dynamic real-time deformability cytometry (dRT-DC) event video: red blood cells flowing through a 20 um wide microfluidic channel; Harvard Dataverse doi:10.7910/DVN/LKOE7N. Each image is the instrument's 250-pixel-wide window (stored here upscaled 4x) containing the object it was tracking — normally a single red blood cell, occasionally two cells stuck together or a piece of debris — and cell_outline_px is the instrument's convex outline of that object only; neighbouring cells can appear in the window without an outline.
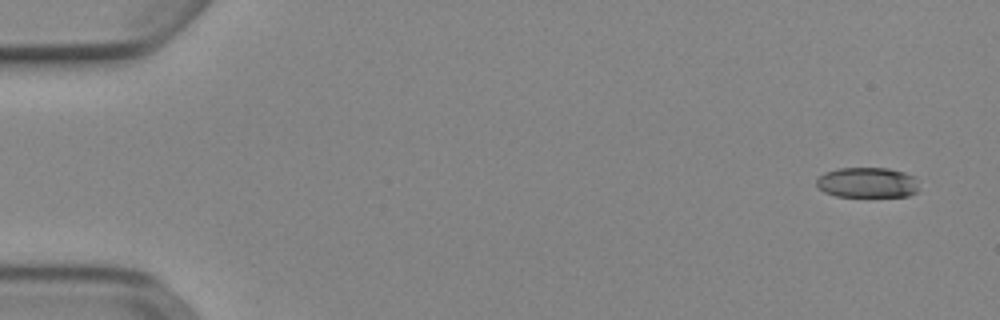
{"species": "Egyptian fruit bat (a non-hibernating species)", "species_latin": "Rousettus aegyptiacus", "temperature_condition": "cold", "stored_images_in_passage": 51, "camera_frame_rate_fps": 3000, "um_per_image_px": 0.085, "animal": {"sex": "female"}, "frame": {"image": 1, "passage_image": 1, "time_ms": 0.0, "image_size_px": [1000, 320], "cell_outline_px": [[916, 192], [908, 196], [836, 196], [824, 192], [816, 184], [816, 180], [824, 172], [840, 168], [888, 168], [904, 172], [916, 176]], "centroid_in_image_um": [73.71, 15.51], "position_along_channel_um": 11.3, "area_um2": 18.03}}
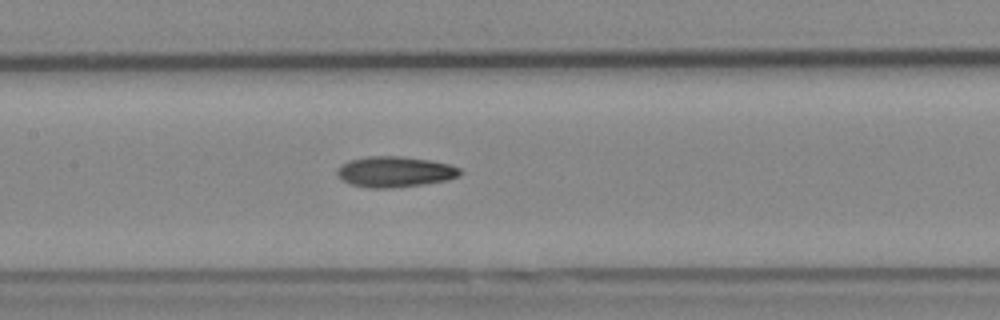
{"frame": {"image": 2, "passage_image": 24, "time_ms": 7.667, "image_size_px": [1000, 320], "cell_outline_px": [[460, 176], [448, 180], [424, 184], [392, 188], [368, 188], [352, 184], [344, 180], [336, 172], [336, 168], [340, 164], [352, 160], [368, 156], [400, 156], [428, 160], [448, 164], [460, 168]], "centroid_in_image_um": [33.56, 14.6], "position_along_channel_um": 173.8, "area_um2": 21.85}}
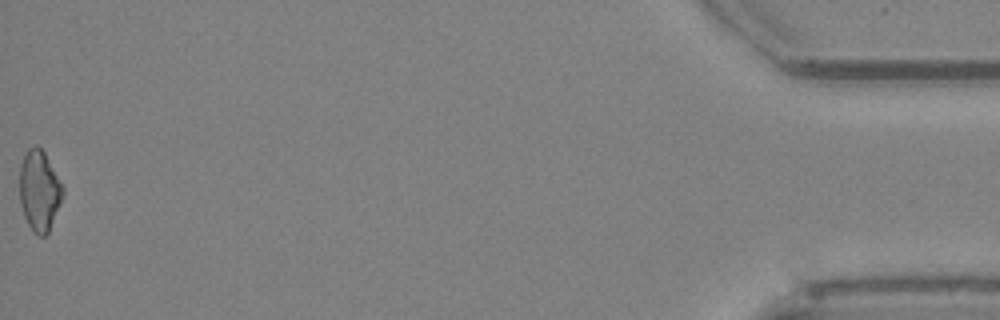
{"frame": {"image": 3, "passage_image": 51, "time_ms": 16.667, "image_size_px": [1000, 320], "cell_outline_px": [[64, 192], [60, 204], [48, 232], [44, 236], [40, 236], [32, 232], [24, 216], [20, 204], [20, 164], [28, 148], [36, 144], [44, 152], [64, 188]], "centroid_in_image_um": [3.33, 16.21], "position_along_channel_um": 431.9, "area_um2": 20.17}, "authors_computed_cell_mechanics": {"area_um2": 20.6346, "velocity_mm_per_s": 3.912, "shape_relaxation_time_tau1_ms": 6.5256, "shape_relaxation_time_tau2_ms": 7.5017, "deformation_change_tau1": 0.1784, "deformation_change_tau2": 0.1664}}